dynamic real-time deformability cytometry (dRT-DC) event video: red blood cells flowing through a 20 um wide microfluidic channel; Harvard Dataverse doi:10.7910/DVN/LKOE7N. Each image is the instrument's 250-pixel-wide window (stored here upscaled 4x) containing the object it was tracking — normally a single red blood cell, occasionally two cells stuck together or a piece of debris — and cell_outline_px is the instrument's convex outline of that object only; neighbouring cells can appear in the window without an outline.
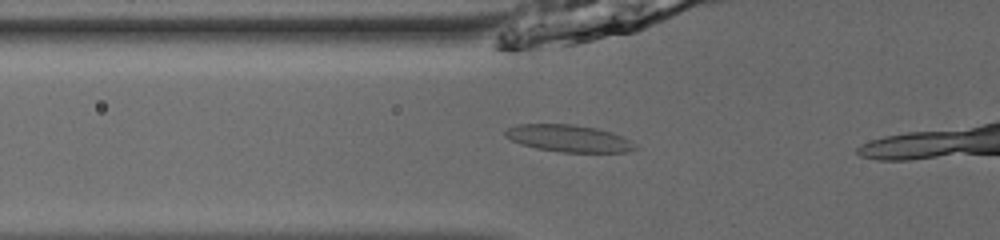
{"species": "common noctule bat (a hibernating species)", "species_latin": "Nyctalus noctula", "temperature_condition": "room temperature", "stored_images_in_passage": 16, "camera_frame_rate_fps": 3000, "um_per_image_px": 0.085, "animal": {"sex": "male", "body_mass_g": 13.0, "forearm_length_mm": 53.1}, "frame": {"image": 1, "passage_image": 7, "time_ms": 2.0, "image_size_px": [1000, 240], "cell_outline_px": [[640, 148], [628, 152], [560, 152], [536, 148], [512, 140], [504, 136], [504, 132], [508, 128], [516, 124], [572, 124], [596, 128], [612, 132], [636, 144]], "centroid_in_image_um": [48.36, 11.76], "position_along_channel_um": 77.4, "area_um2": 20.4}}
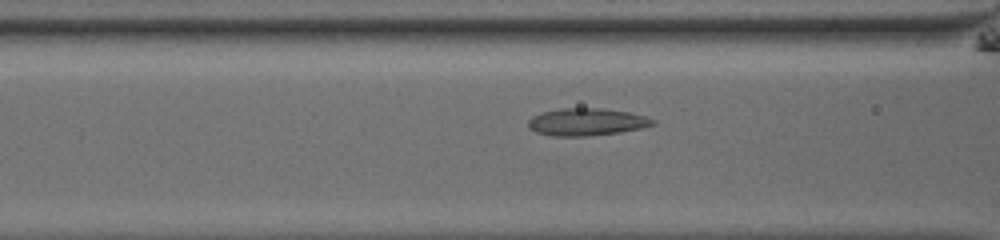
{"frame": {"image": 2, "passage_image": 10, "time_ms": 3.0, "image_size_px": [1000, 240], "cell_outline_px": [[656, 124], [640, 128], [620, 132], [584, 136], [552, 136], [536, 132], [528, 128], [528, 120], [532, 116], [544, 112], [560, 108], [600, 108], [628, 112], [648, 116], [656, 120]], "centroid_in_image_um": [49.87, 10.36], "position_along_channel_um": 116.7, "area_um2": 19.88}}
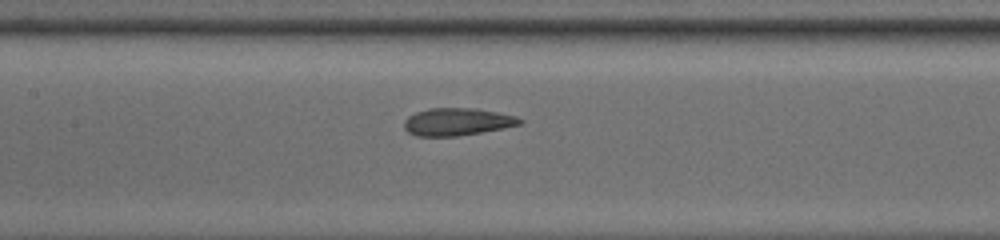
{"frame": {"image": 3, "passage_image": 14, "time_ms": 4.333, "image_size_px": [1000, 240], "cell_outline_px": [[524, 124], [504, 128], [456, 136], [416, 136], [408, 132], [404, 128], [404, 120], [408, 116], [416, 112], [428, 108], [476, 108], [516, 116], [524, 120]], "centroid_in_image_um": [38.87, 10.35], "position_along_channel_um": 168.5, "area_um2": 18.61}}